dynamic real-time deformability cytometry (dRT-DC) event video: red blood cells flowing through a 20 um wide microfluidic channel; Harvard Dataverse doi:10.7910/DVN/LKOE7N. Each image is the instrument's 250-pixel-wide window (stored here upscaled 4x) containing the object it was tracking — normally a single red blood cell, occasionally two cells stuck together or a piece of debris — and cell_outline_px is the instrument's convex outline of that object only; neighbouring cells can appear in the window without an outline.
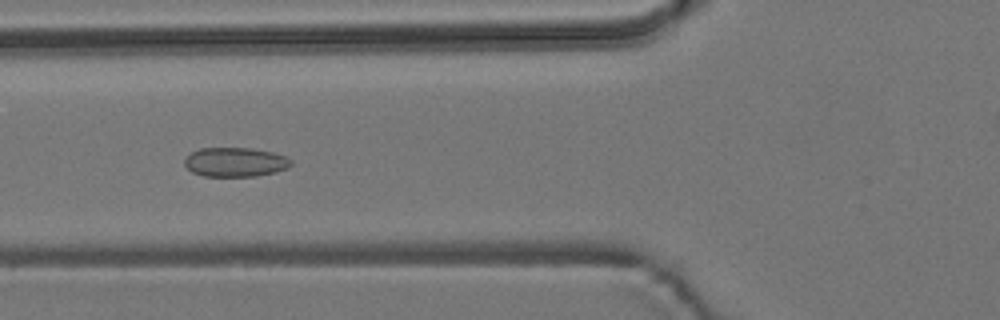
{"species": "common noctule bat (a hibernating species)", "species_latin": "Nyctalus noctula", "temperature_condition": "room temperature", "stored_images_in_passage": 6, "camera_frame_rate_fps": 3000, "um_per_image_px": 0.085, "animal": {"sex": "male", "body_mass_g": 19.2, "forearm_length_mm": 51.8}, "frame": {"image": 1, "passage_image": 2, "time_ms": 0.333, "image_size_px": [1000, 320], "cell_outline_px": [[292, 164], [288, 168], [276, 172], [256, 176], [204, 176], [192, 172], [184, 164], [184, 160], [192, 152], [200, 148], [252, 148], [272, 152], [284, 156], [292, 160]], "centroid_in_image_um": [20.01, 13.78], "position_along_channel_um": 105.8, "area_um2": 18.15}}
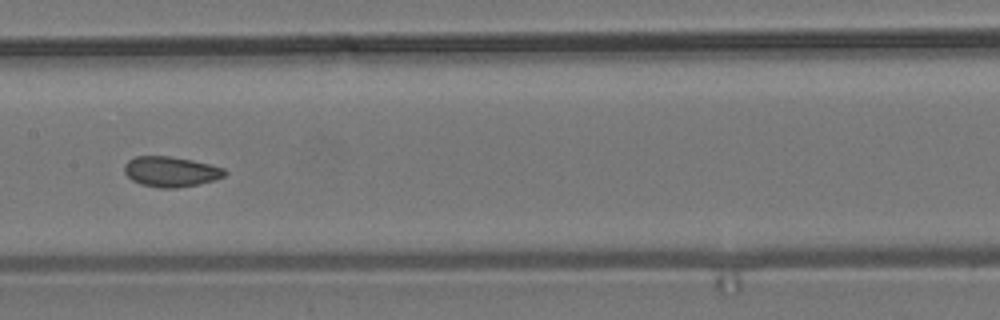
{"frame": {"image": 2, "passage_image": 4, "time_ms": 1.0, "image_size_px": [1000, 320], "cell_outline_px": [[228, 172], [224, 176], [212, 180], [196, 184], [176, 188], [160, 188], [140, 184], [132, 180], [124, 172], [124, 164], [128, 160], [136, 156], [168, 156], [192, 160], [224, 168]], "centroid_in_image_um": [14.49, 14.58], "position_along_channel_um": 192.9, "area_um2": 17.57}}
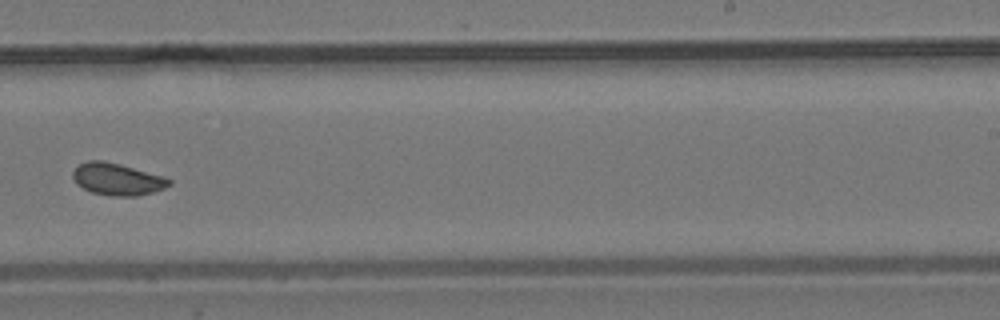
{"frame": {"image": 3, "passage_image": 6, "time_ms": 1.667, "image_size_px": [1000, 320], "cell_outline_px": [[172, 184], [164, 188], [152, 192], [136, 196], [112, 196], [92, 192], [76, 184], [72, 176], [72, 172], [80, 164], [88, 160], [104, 160], [120, 164], [164, 176], [172, 180]], "centroid_in_image_um": [9.97, 15.22], "position_along_channel_um": 279.0, "area_um2": 17.98}}